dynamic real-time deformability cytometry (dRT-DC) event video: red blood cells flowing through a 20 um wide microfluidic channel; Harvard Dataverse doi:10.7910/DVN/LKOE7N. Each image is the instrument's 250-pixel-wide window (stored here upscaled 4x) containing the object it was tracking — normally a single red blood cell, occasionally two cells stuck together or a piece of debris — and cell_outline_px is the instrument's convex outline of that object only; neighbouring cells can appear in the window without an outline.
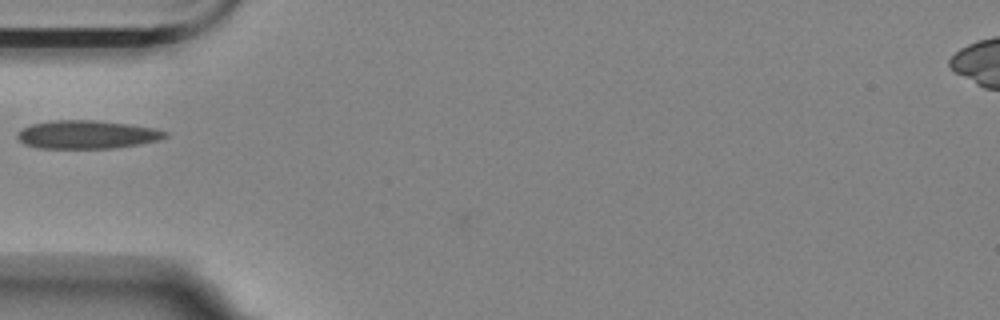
{"species": "Egyptian fruit bat (a non-hibernating species)", "species_latin": "Rousettus aegyptiacus", "temperature_condition": "room temperature", "stored_images_in_passage": 45, "camera_frame_rate_fps": 3000, "um_per_image_px": 0.085, "animal": {"sex": "female"}, "frame": {"image": 1, "passage_image": 6, "time_ms": 1.667, "image_size_px": [1000, 320], "cell_outline_px": [[168, 136], [160, 140], [140, 144], [112, 148], [40, 148], [24, 144], [16, 136], [24, 128], [32, 124], [52, 120], [92, 120], [132, 124], [156, 128], [168, 132]], "centroid_in_image_um": [7.46, 11.43], "position_along_channel_um": 77.5, "area_um2": 24.39}}
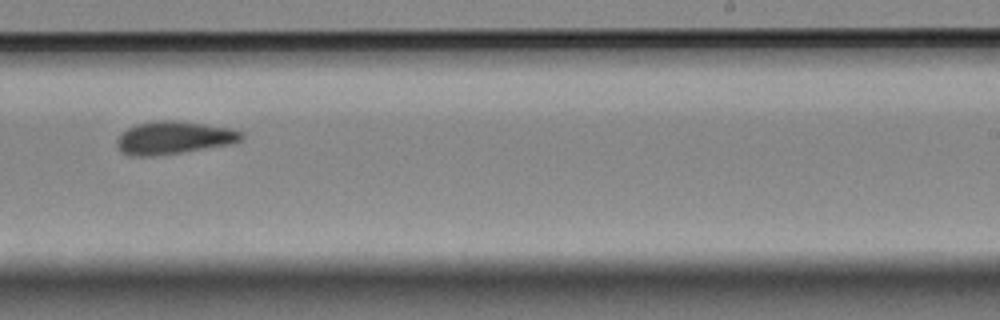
{"frame": {"image": 2, "passage_image": 23, "time_ms": 7.333, "image_size_px": [1000, 320], "cell_outline_px": [[244, 140], [232, 144], [184, 152], [152, 156], [132, 156], [120, 152], [116, 144], [116, 140], [128, 128], [136, 124], [156, 120], [176, 120], [236, 128], [244, 132]], "centroid_in_image_um": [14.84, 11.7], "position_along_channel_um": 274.2, "area_um2": 24.28}}
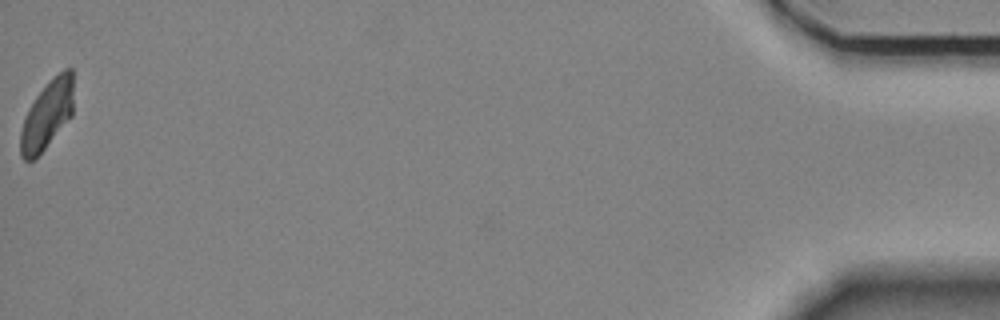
{"frame": {"image": 3, "passage_image": 45, "time_ms": 14.667, "image_size_px": [1000, 320], "cell_outline_px": [[72, 116], [44, 148], [32, 160], [24, 160], [20, 156], [20, 132], [24, 116], [28, 108], [36, 96], [52, 76], [64, 68], [72, 68]], "centroid_in_image_um": [3.98, 9.73], "position_along_channel_um": 431.2, "area_um2": 21.04}, "authors_computed_cell_mechanics": {"area_um2": 23.0622, "velocity_mm_per_s": 3.4654, "shape_relaxation_time_tau1_ms": null, "shape_relaxation_time_tau2_ms": 4.5315, "deformation_change_tau1": null, "deformation_change_tau2": 0.0704}}